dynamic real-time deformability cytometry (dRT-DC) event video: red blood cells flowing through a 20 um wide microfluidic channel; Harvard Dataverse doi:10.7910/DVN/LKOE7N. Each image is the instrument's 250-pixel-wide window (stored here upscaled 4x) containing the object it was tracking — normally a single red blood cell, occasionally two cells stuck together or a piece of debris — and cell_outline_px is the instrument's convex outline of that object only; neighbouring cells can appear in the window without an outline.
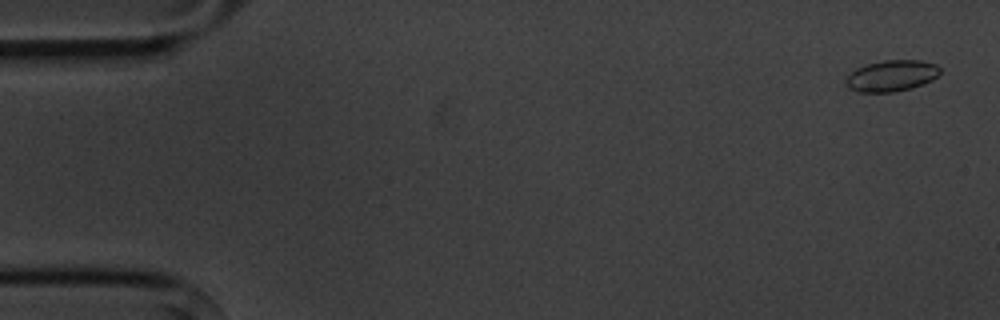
{"species": "common noctule bat (a hibernating species)", "species_latin": "Nyctalus noctula", "temperature_condition": "cold", "stored_images_in_passage": 4, "camera_frame_rate_fps": 3000, "um_per_image_px": 0.085, "animal": {"sex": "male", "body_mass_g": 20.1, "forearm_length_mm": 53.5}, "frame": {"image": 1, "passage_image": 1, "time_ms": 0.0, "image_size_px": [1000, 320], "cell_outline_px": [[940, 72], [932, 80], [924, 84], [912, 88], [892, 92], [860, 92], [848, 88], [844, 84], [844, 80], [856, 68], [868, 64], [884, 60], [920, 60], [936, 64], [940, 68]], "centroid_in_image_um": [75.77, 6.44], "position_along_channel_um": 9.2, "area_um2": 17.17}}